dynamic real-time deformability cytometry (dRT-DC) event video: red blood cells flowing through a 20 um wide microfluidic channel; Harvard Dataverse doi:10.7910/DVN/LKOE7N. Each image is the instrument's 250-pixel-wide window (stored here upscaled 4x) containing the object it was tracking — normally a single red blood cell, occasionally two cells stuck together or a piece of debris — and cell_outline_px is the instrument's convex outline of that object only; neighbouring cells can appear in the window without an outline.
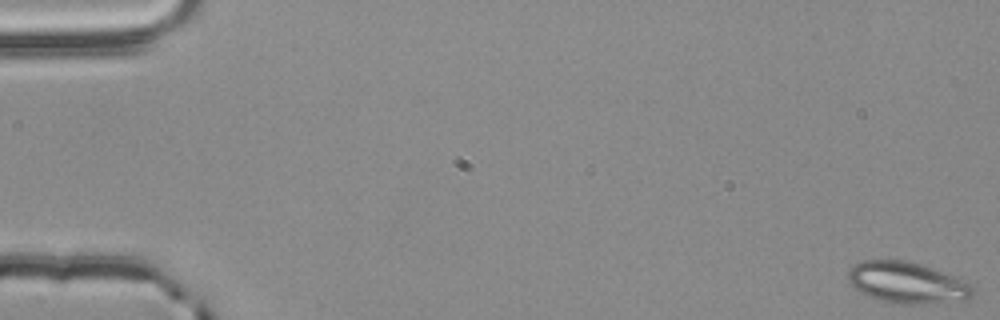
{"species": "common noctule bat (a hibernating species)", "species_latin": "Nyctalus noctula", "temperature_condition": "room temperature", "stored_images_in_passage": 4, "camera_frame_rate_fps": 3000, "um_per_image_px": 0.085, "animal": {"sex": "male", "body_mass_g": 20.4}, "frame": {"image": 1, "passage_image": 1, "time_ms": 0.0, "image_size_px": [1000, 320], "cell_outline_px": [[976, 292], [972, 296], [964, 300], [912, 304], [892, 304], [856, 292], [848, 280], [848, 272], [852, 264], [864, 260], [904, 260], [924, 264], [956, 276], [964, 280]], "centroid_in_image_um": [77.06, 24.02], "position_along_channel_um": 7.9, "area_um2": 30.4}}